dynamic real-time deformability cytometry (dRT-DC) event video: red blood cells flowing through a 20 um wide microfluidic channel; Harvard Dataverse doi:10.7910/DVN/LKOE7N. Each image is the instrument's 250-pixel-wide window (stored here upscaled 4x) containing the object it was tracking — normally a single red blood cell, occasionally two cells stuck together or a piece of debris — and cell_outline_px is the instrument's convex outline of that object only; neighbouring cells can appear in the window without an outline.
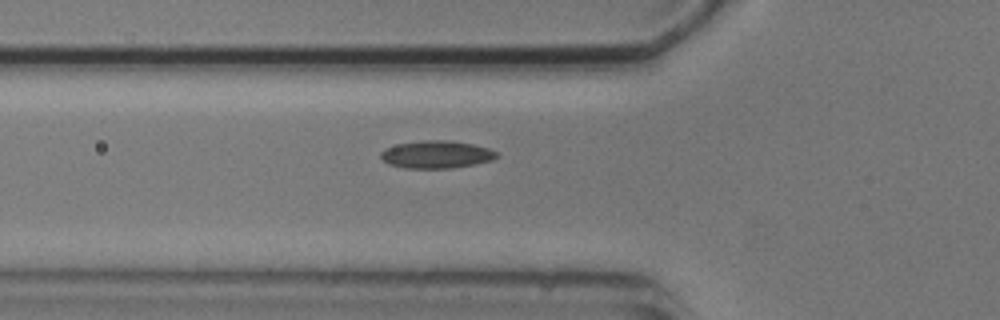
{"species": "common noctule bat (a hibernating species)", "species_latin": "Nyctalus noctula", "temperature_condition": "cold", "stored_images_in_passage": 5, "camera_frame_rate_fps": 3000, "um_per_image_px": 0.085, "animal": {"sex": "male", "body_mass_g": 20.5, "forearm_length_mm": 52.5}, "frame": {"image": 1, "passage_image": 5, "time_ms": 5.667, "image_size_px": [1000, 320], "cell_outline_px": [[500, 156], [492, 160], [452, 168], [404, 168], [388, 164], [380, 156], [380, 152], [384, 148], [396, 144], [424, 140], [444, 140], [472, 144], [488, 148], [496, 152]], "centroid_in_image_um": [37.06, 13.13], "position_along_channel_um": 88.7, "area_um2": 18.55}}